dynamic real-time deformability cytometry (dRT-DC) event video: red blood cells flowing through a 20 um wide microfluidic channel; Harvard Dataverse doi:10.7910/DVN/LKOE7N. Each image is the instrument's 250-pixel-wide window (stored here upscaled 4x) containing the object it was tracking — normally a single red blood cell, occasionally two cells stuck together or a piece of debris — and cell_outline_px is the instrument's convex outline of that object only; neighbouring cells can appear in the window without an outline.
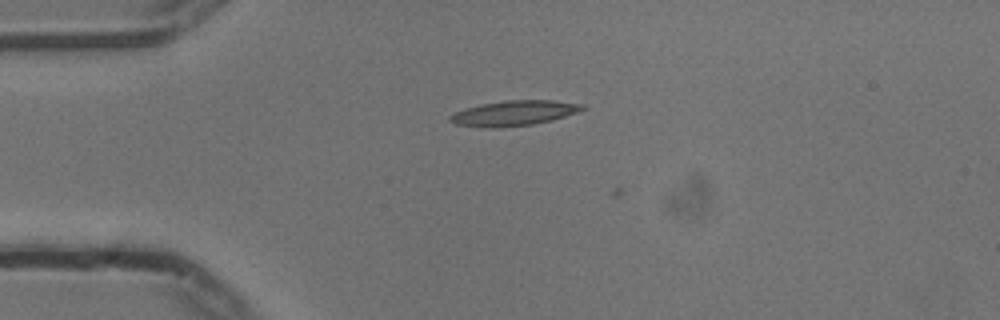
{"species": "common noctule bat (a hibernating species)", "species_latin": "Nyctalus noctula", "temperature_condition": "cold", "stored_images_in_passage": 3, "camera_frame_rate_fps": 3000, "um_per_image_px": 0.085, "animal": {"sex": "male", "body_mass_g": 13.3}, "frame": {"image": 1, "passage_image": 2, "time_ms": 0.333, "image_size_px": [1000, 320], "cell_outline_px": [[588, 108], [552, 120], [532, 124], [496, 128], [484, 128], [456, 124], [448, 120], [448, 116], [452, 112], [464, 108], [480, 104], [508, 100], [552, 100], [584, 104]], "centroid_in_image_um": [43.64, 9.61], "position_along_channel_um": 41.4, "area_um2": 19.54}}